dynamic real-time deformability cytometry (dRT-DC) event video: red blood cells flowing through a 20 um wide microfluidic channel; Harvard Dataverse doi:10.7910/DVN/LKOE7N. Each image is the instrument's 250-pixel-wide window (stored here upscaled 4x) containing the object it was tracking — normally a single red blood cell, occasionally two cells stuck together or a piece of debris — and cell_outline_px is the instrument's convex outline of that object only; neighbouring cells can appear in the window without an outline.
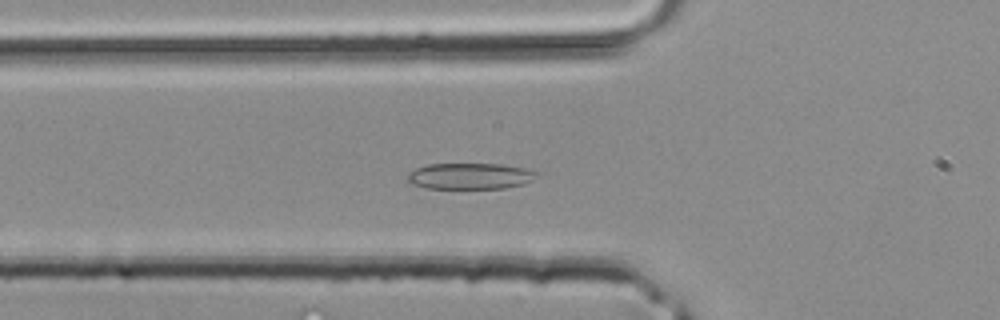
{"species": "common noctule bat (a hibernating species)", "species_latin": "Nyctalus noctula", "temperature_condition": "room temperature", "stored_images_in_passage": 40, "camera_frame_rate_fps": 3000, "um_per_image_px": 0.085, "animal": {"sex": "male", "body_mass_g": 20.4}, "frame": {"image": 1, "passage_image": 14, "time_ms": 4.333, "image_size_px": [1000, 320], "cell_outline_px": [[540, 176], [532, 180], [520, 184], [504, 188], [428, 188], [412, 184], [408, 180], [408, 172], [416, 168], [428, 164], [500, 164], [524, 168], [540, 172]], "centroid_in_image_um": [39.97, 14.96], "position_along_channel_um": 85.8, "area_um2": 19.59}}
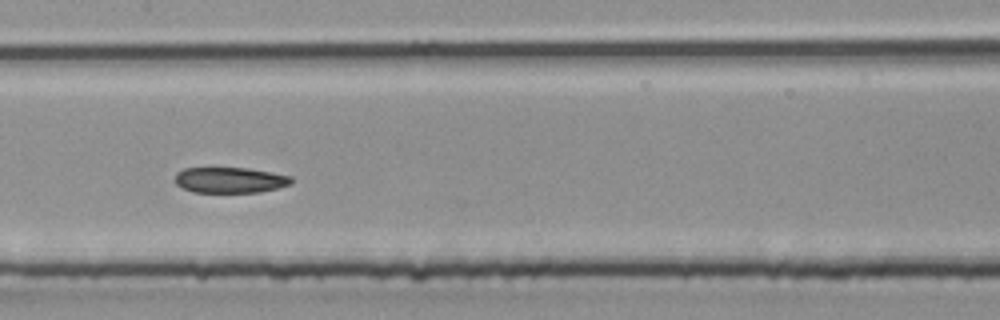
{"frame": {"image": 2, "passage_image": 20, "time_ms": 6.333, "image_size_px": [1000, 320], "cell_outline_px": [[292, 184], [260, 192], [192, 192], [176, 184], [176, 172], [184, 168], [248, 168], [272, 172], [292, 176]], "centroid_in_image_um": [19.57, 15.3], "position_along_channel_um": 187.8, "area_um2": 17.4}}
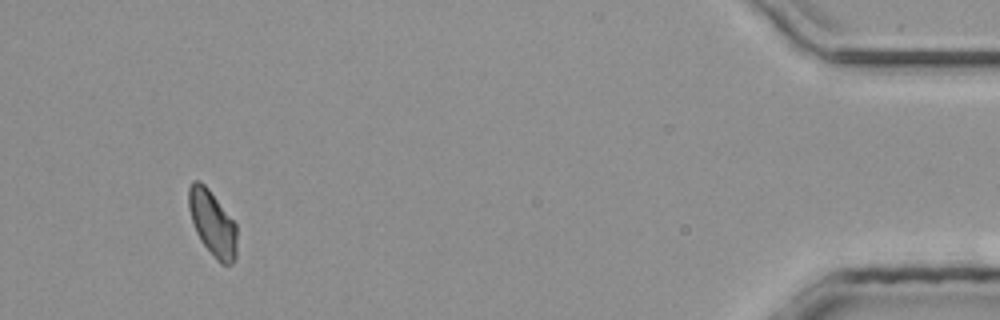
{"frame": {"image": 3, "passage_image": 38, "time_ms": 12.333, "image_size_px": [1000, 320], "cell_outline_px": [[236, 260], [232, 264], [220, 264], [216, 260], [200, 240], [196, 232], [188, 208], [188, 188], [192, 180], [200, 180], [208, 188], [236, 224]], "centroid_in_image_um": [18.05, 18.98], "position_along_channel_um": 417.2, "area_um2": 18.44}}